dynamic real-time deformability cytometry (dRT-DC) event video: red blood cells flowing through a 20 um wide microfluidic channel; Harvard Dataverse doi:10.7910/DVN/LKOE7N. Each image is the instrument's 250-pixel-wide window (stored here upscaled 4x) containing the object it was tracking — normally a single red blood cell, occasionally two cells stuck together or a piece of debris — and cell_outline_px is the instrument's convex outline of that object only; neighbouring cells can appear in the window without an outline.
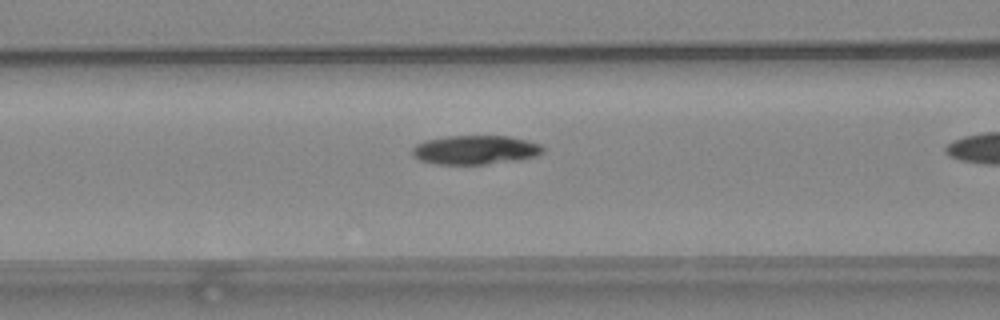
{"species": "common noctule bat (a hibernating species)", "species_latin": "Nyctalus noctula", "temperature_condition": "warm", "stored_images_in_passage": 37, "camera_frame_rate_fps": 3000, "um_per_image_px": 0.085, "animal": {"sex": "female", "body_mass_g": 24.6, "forearm_length_mm": 56.2}, "frame": {"image": 1, "passage_image": 17, "time_ms": 5.333, "image_size_px": [1000, 320], "cell_outline_px": [[544, 152], [536, 156], [520, 160], [484, 164], [436, 164], [420, 160], [412, 156], [412, 148], [416, 144], [424, 140], [448, 136], [508, 136], [528, 140], [540, 144], [544, 148]], "centroid_in_image_um": [40.41, 12.74], "position_along_channel_um": 126.2, "area_um2": 22.25}}
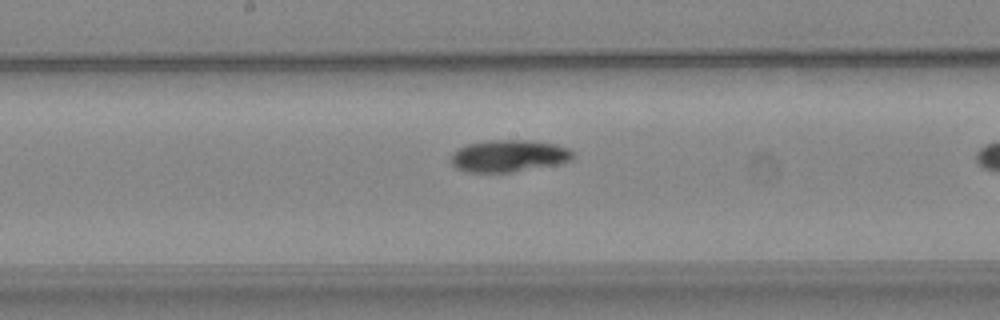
{"frame": {"image": 2, "passage_image": 23, "time_ms": 7.333, "image_size_px": [1000, 320], "cell_outline_px": [[572, 160], [560, 164], [512, 172], [464, 172], [456, 168], [452, 164], [452, 152], [456, 148], [464, 144], [488, 140], [524, 140], [556, 144], [568, 148], [572, 152]], "centroid_in_image_um": [43.21, 13.25], "position_along_channel_um": 205.0, "area_um2": 22.95}}
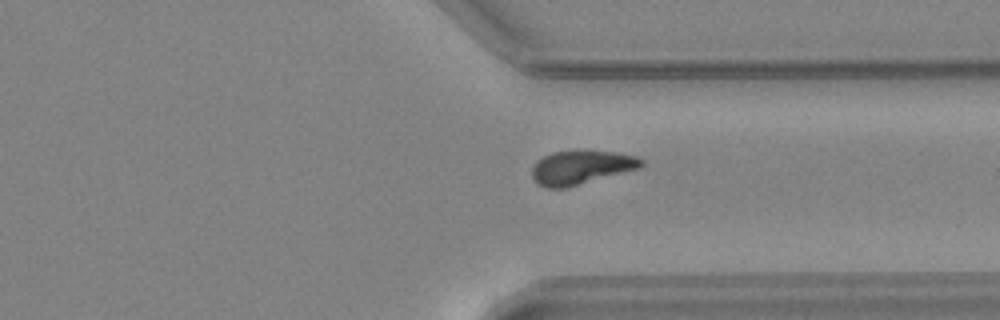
{"frame": {"image": 3, "passage_image": 35, "time_ms": 11.333, "image_size_px": [1000, 320], "cell_outline_px": [[644, 164], [640, 168], [568, 188], [544, 188], [536, 184], [532, 180], [532, 168], [536, 160], [552, 152], [616, 152], [636, 156], [644, 160]], "centroid_in_image_um": [49.37, 14.27], "position_along_channel_um": 362.0, "area_um2": 21.56}}